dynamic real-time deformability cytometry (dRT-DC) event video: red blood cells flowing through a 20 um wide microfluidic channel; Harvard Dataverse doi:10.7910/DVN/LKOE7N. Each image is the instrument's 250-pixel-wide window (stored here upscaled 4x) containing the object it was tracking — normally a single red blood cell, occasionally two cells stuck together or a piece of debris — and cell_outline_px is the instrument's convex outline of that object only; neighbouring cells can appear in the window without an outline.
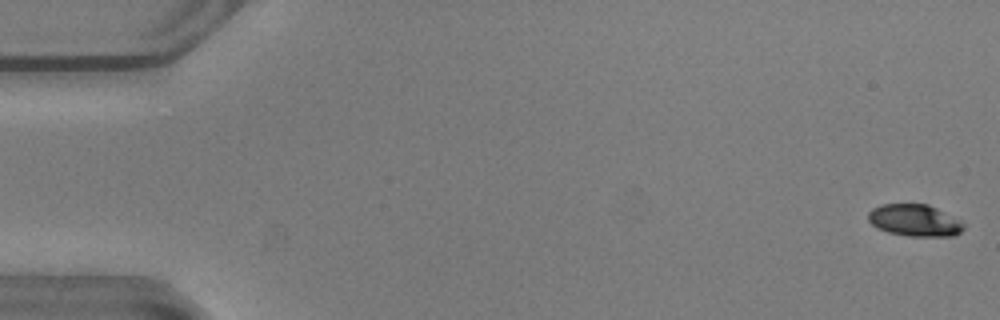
{"species": "common noctule bat (a hibernating species)", "species_latin": "Nyctalus noctula", "temperature_condition": "warm", "stored_images_in_passage": 47, "camera_frame_rate_fps": 3000, "um_per_image_px": 0.085, "animal": {"sex": "male", "body_mass_g": 20.5, "forearm_length_mm": 52.5}, "frame": {"image": 1, "passage_image": 1, "time_ms": 0.0, "image_size_px": [1000, 320], "cell_outline_px": [[964, 228], [960, 232], [952, 236], [908, 236], [888, 232], [876, 228], [868, 220], [868, 212], [872, 208], [880, 204], [928, 204], [960, 220], [964, 224]], "centroid_in_image_um": [77.71, 18.73], "position_along_channel_um": 7.3, "area_um2": 17.74}}
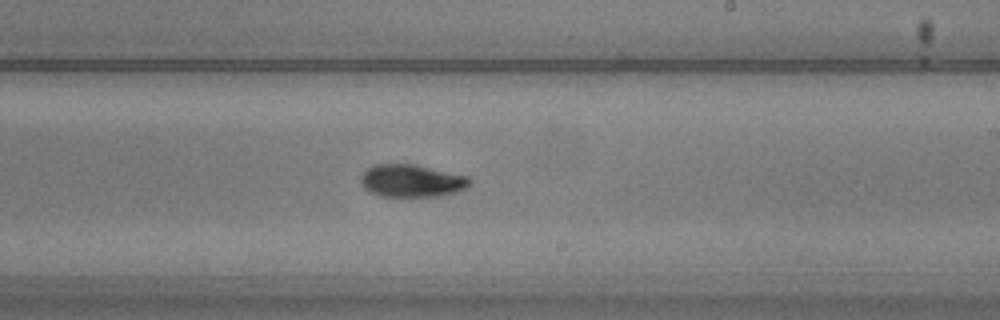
{"frame": {"image": 2, "passage_image": 32, "time_ms": 10.333, "image_size_px": [1000, 320], "cell_outline_px": [[472, 180], [464, 188], [456, 192], [444, 196], [380, 196], [364, 188], [360, 180], [360, 176], [372, 164], [416, 164], [468, 176]], "centroid_in_image_um": [34.99, 15.36], "position_along_channel_um": 254.0, "area_um2": 20.69}}
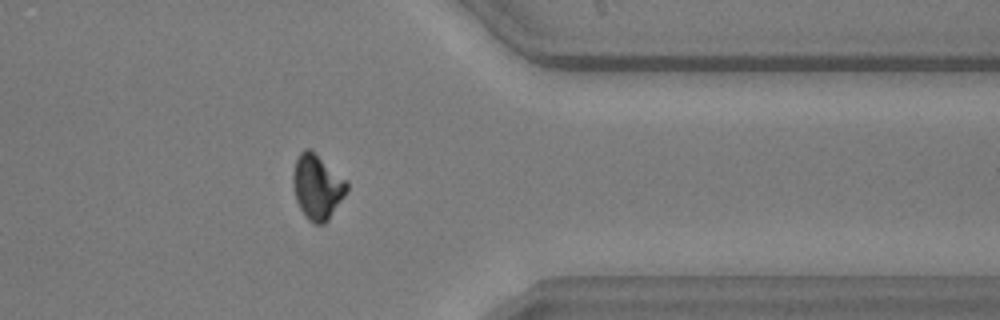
{"frame": {"image": 3, "passage_image": 43, "time_ms": 14.0, "image_size_px": [1000, 320], "cell_outline_px": [[348, 188], [344, 196], [328, 220], [324, 224], [316, 224], [308, 220], [304, 216], [296, 200], [292, 180], [292, 172], [296, 160], [300, 152], [304, 148], [308, 148], [344, 180], [348, 184]], "centroid_in_image_um": [26.92, 15.92], "position_along_channel_um": 384.5, "area_um2": 19.77}, "authors_computed_cell_mechanics": {"area_um2": 20.1144, "velocity_mm_per_s": 3.8564, "shape_relaxation_time_tau1_ms": 2.3235, "shape_relaxation_time_tau2_ms": 2.2132, "deformation_change_tau1": 0.1278, "deformation_change_tau2": 0.0649}}